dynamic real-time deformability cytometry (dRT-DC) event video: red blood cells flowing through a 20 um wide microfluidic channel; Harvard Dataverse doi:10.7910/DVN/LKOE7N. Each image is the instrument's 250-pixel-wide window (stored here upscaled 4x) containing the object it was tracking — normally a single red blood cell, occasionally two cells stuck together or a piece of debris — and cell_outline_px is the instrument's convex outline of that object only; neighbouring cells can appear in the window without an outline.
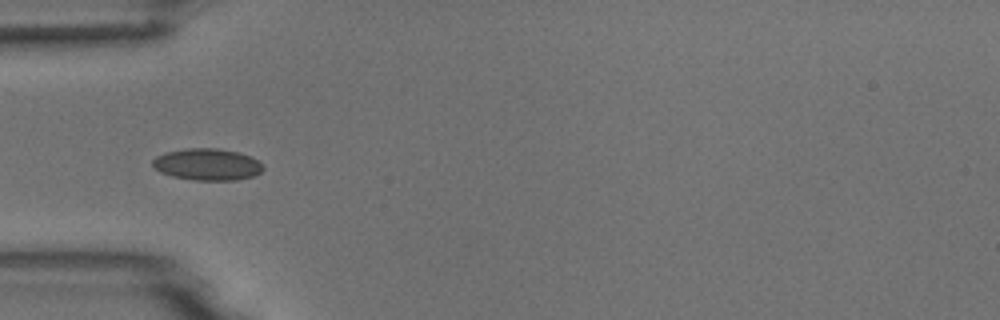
{"species": "common noctule bat (a hibernating species)", "species_latin": "Nyctalus noctula", "temperature_condition": "room temperature", "stored_images_in_passage": 10, "camera_frame_rate_fps": 3000, "um_per_image_px": 0.085, "animal": {"sex": "male", "body_mass_g": 18.8}, "frame": {"image": 1, "passage_image": 5, "time_ms": 4.667, "image_size_px": [1000, 320], "cell_outline_px": [[264, 168], [260, 172], [252, 176], [236, 180], [196, 180], [172, 176], [160, 172], [152, 164], [152, 160], [156, 156], [164, 152], [188, 148], [216, 148], [236, 152], [248, 156], [264, 164]], "centroid_in_image_um": [17.6, 13.97], "position_along_channel_um": 67.4, "area_um2": 20.29}}
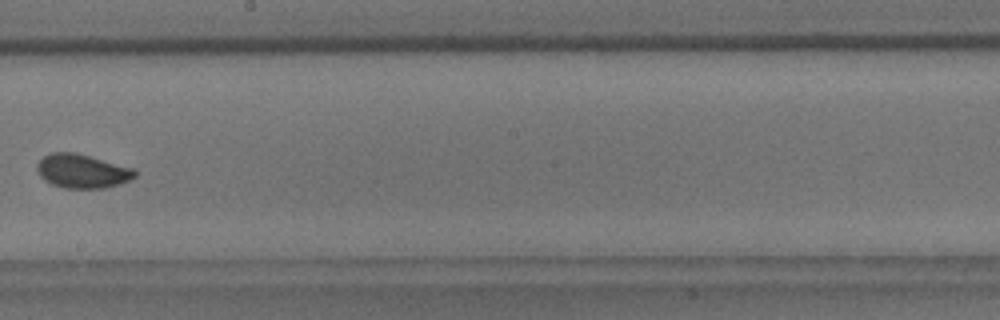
{"frame": {"image": 2, "passage_image": 9, "time_ms": 9.333, "image_size_px": [1000, 320], "cell_outline_px": [[136, 176], [120, 184], [104, 188], [64, 188], [52, 184], [44, 180], [40, 176], [36, 168], [36, 164], [48, 152], [76, 152], [132, 168], [136, 172]], "centroid_in_image_um": [6.95, 14.54], "position_along_channel_um": 241.3, "area_um2": 19.31}}
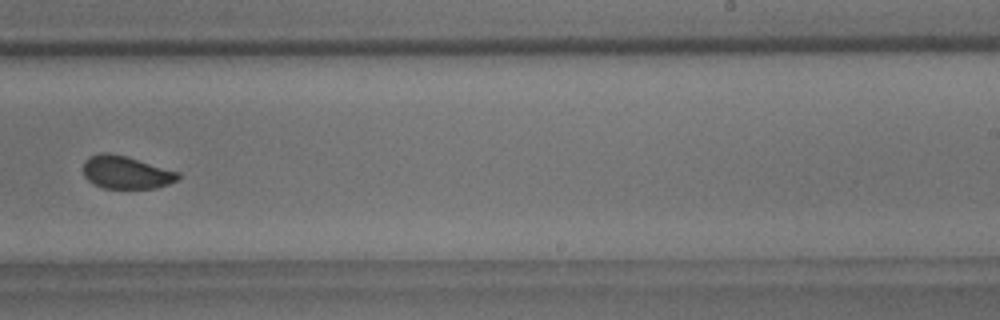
{"frame": {"image": 3, "passage_image": 10, "time_ms": 10.333, "image_size_px": [1000, 320], "cell_outline_px": [[180, 180], [156, 188], [104, 188], [88, 180], [84, 176], [84, 160], [88, 156], [100, 152], [108, 152], [128, 156], [180, 172]], "centroid_in_image_um": [10.74, 14.63], "position_along_channel_um": 278.3, "area_um2": 18.38}}